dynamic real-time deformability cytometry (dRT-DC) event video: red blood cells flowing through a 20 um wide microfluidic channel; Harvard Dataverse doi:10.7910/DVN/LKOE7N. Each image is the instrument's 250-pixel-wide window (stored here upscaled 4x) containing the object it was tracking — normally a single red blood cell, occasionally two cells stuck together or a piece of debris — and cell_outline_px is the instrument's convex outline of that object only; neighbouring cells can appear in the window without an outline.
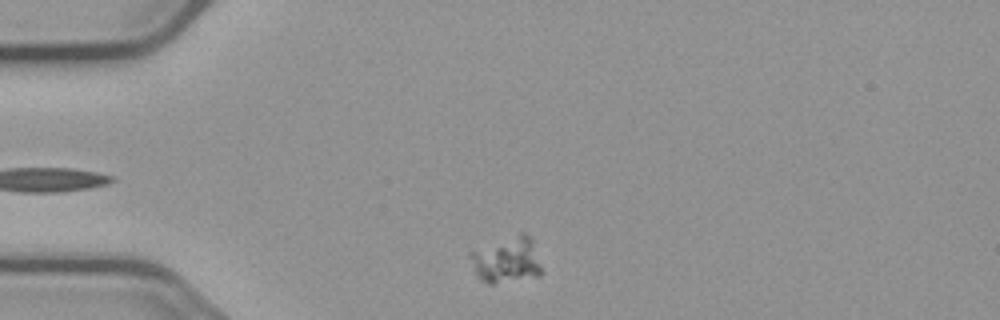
{"species": "common noctule bat (a hibernating species)", "species_latin": "Nyctalus noctula", "temperature_condition": "cold", "stored_images_in_passage": 22, "camera_frame_rate_fps": 3000, "um_per_image_px": 0.085, "animal": {"sex": "male", "body_mass_g": 23.1, "forearm_length_mm": 52.7}, "frame": {"image": 1, "passage_image": 2, "time_ms": 0.333, "image_size_px": [1000, 320], "cell_outline_px": [[540, 276], [492, 284], [488, 284], [480, 280], [476, 276], [468, 256], [468, 252], [520, 232], [524, 232], [532, 240], [540, 268]], "centroid_in_image_um": [43.0, 22.11], "position_along_channel_um": 42.0, "area_um2": 19.07}}
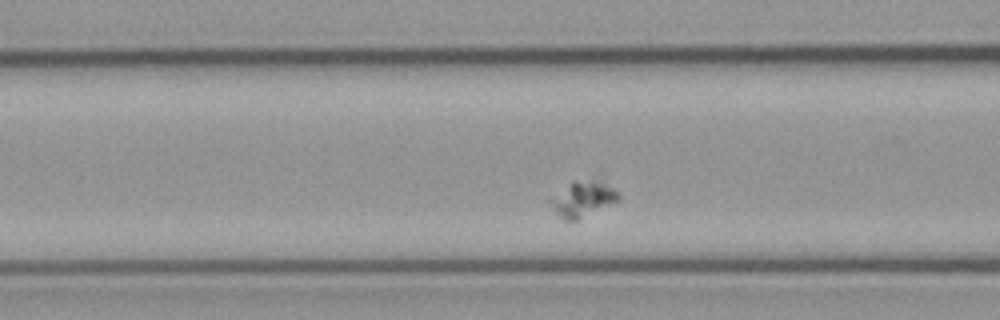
{"frame": {"image": 2, "passage_image": 11, "time_ms": 3.333, "image_size_px": [1000, 320], "cell_outline_px": [[620, 200], [576, 220], [564, 220], [556, 212], [548, 200], [548, 196], [572, 180], [596, 180], [612, 188], [620, 196]], "centroid_in_image_um": [49.46, 16.89], "position_along_channel_um": 117.1, "area_um2": 14.05}}
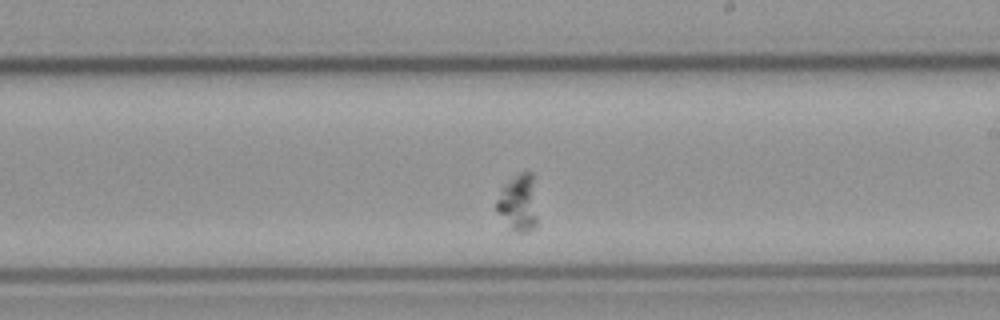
{"frame": {"image": 3, "passage_image": 22, "time_ms": 1673.667, "image_size_px": [1000, 320], "cell_outline_px": [[536, 224], [528, 232], [516, 232], [512, 228], [496, 208], [496, 200], [504, 188], [520, 172], [532, 172], [536, 220]], "centroid_in_image_um": [44.08, 17.26], "position_along_channel_um": 244.9, "area_um2": 12.54}}